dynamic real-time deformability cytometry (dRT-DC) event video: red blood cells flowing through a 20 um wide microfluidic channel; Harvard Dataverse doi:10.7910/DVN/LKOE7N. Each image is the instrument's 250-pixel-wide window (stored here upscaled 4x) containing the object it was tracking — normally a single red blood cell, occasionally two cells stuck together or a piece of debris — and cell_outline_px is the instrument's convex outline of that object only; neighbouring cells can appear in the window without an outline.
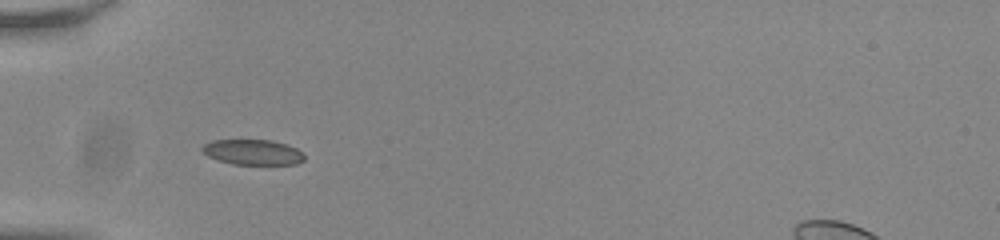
{"species": "common noctule bat (a hibernating species)", "species_latin": "Nyctalus noctula", "temperature_condition": "room temperature", "stored_images_in_passage": 37, "camera_frame_rate_fps": 3000, "um_per_image_px": 0.085, "animal": {"sex": "male", "body_mass_g": 20.0, "forearm_length_mm": 53.3}, "frame": {"image": 1, "passage_image": 1, "time_ms": 0.0, "image_size_px": [1000, 240], "cell_outline_px": [[304, 160], [296, 164], [232, 164], [208, 156], [200, 148], [204, 144], [212, 140], [272, 140], [296, 148], [304, 156]], "centroid_in_image_um": [21.47, 12.93], "position_along_channel_um": 63.5, "area_um2": 14.85}}
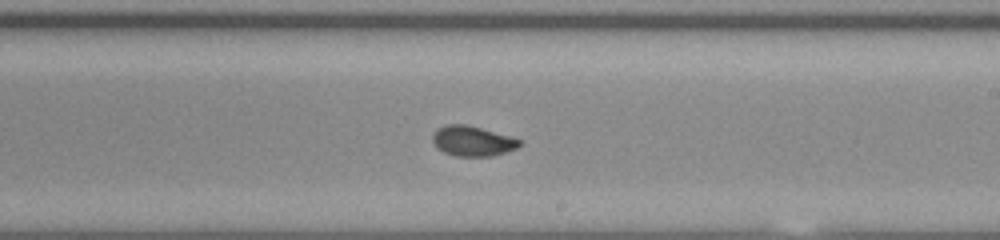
{"frame": {"image": 2, "passage_image": 16, "time_ms": 5.0, "image_size_px": [1000, 240], "cell_outline_px": [[520, 144], [516, 148], [492, 156], [456, 156], [444, 152], [436, 148], [432, 140], [432, 136], [436, 128], [448, 124], [464, 124], [480, 128], [508, 136], [520, 140]], "centroid_in_image_um": [40.09, 11.99], "position_along_channel_um": 248.9, "area_um2": 15.03}}
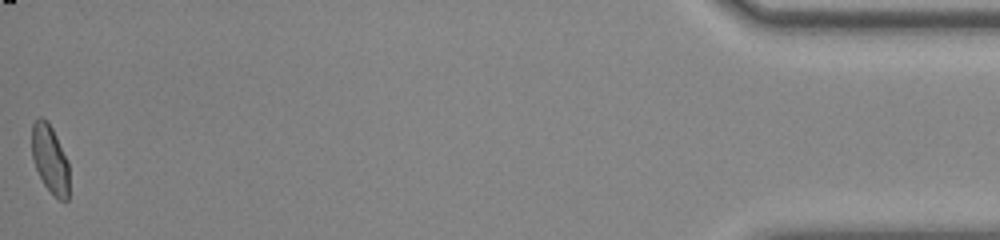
{"frame": {"image": 3, "passage_image": 37, "time_ms": 12.0, "image_size_px": [1000, 240], "cell_outline_px": [[68, 200], [60, 200], [44, 184], [36, 168], [32, 156], [32, 124], [40, 116], [48, 120], [68, 160]], "centroid_in_image_um": [4.25, 13.48], "position_along_channel_um": 431.0, "area_um2": 14.62}, "authors_computed_cell_mechanics": {"area_um2": 15.2014, "velocity_mm_per_s": 3.8135, "shape_relaxation_time_tau1_ms": 6.1651, "shape_relaxation_time_tau2_ms": 0.8, "deformation_change_tau1": 0.1283, "deformation_change_tau2": 0.0455}}